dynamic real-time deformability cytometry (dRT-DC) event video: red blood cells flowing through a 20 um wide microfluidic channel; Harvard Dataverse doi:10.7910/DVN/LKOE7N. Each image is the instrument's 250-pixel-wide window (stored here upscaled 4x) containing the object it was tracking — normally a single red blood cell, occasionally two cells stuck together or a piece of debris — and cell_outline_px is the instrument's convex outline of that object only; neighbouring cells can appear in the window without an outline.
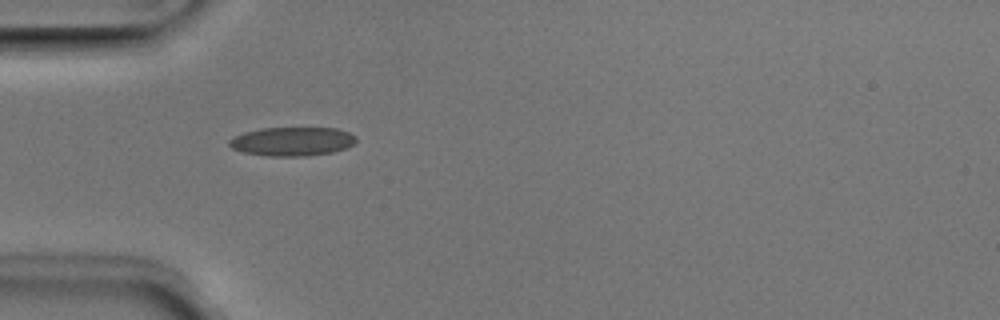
{"species": "Egyptian fruit bat (a non-hibernating species)", "species_latin": "Rousettus aegyptiacus", "temperature_condition": "room temperature", "stored_images_in_passage": 36, "camera_frame_rate_fps": 3000, "um_per_image_px": 0.085, "animal": {"sex": "male"}, "frame": {"image": 1, "passage_image": 1, "time_ms": 0.0, "image_size_px": [1000, 320], "cell_outline_px": [[356, 140], [352, 144], [344, 148], [332, 152], [304, 156], [268, 156], [244, 152], [232, 148], [228, 144], [228, 140], [244, 132], [260, 128], [336, 128], [348, 132], [356, 136]], "centroid_in_image_um": [24.82, 12.02], "position_along_channel_um": 60.2, "area_um2": 21.15}}
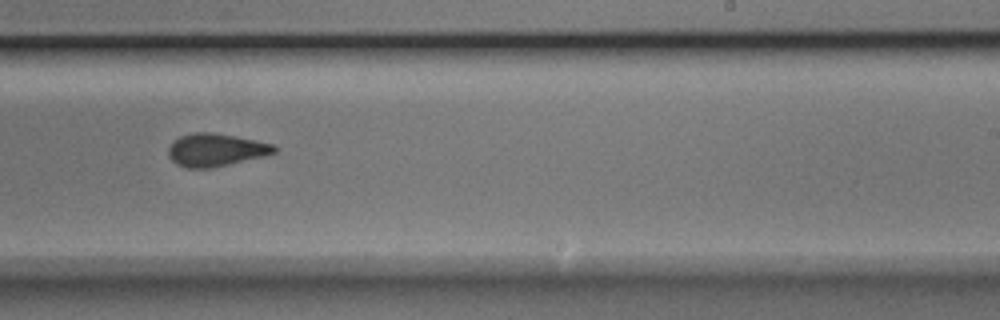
{"frame": {"image": 2, "passage_image": 17, "time_ms": 5.333, "image_size_px": [1000, 320], "cell_outline_px": [[276, 152], [264, 156], [212, 168], [188, 168], [176, 164], [168, 156], [168, 148], [172, 140], [180, 136], [196, 132], [212, 132], [236, 136], [276, 144]], "centroid_in_image_um": [18.33, 12.74], "position_along_channel_um": 270.7, "area_um2": 20.4}}
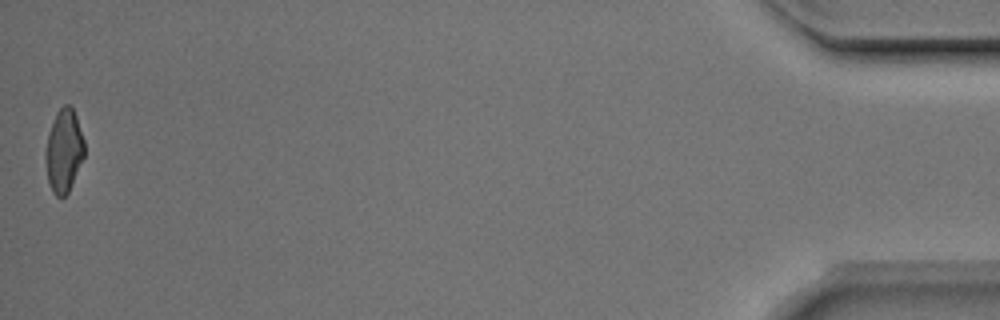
{"frame": {"image": 3, "passage_image": 36, "time_ms": 11.667, "image_size_px": [1000, 320], "cell_outline_px": [[84, 156], [68, 192], [64, 196], [56, 196], [52, 192], [48, 180], [44, 156], [44, 152], [48, 132], [56, 112], [64, 104], [68, 104], [72, 108], [76, 116], [84, 140]], "centroid_in_image_um": [5.4, 12.79], "position_along_channel_um": 429.8, "area_um2": 18.79}, "authors_computed_cell_mechanics": {"area_um2": 20.2011, "velocity_mm_per_s": 4.0005, "shape_relaxation_time_tau1_ms": 6.2902, "shape_relaxation_time_tau2_ms": 2.1697, "deformation_change_tau1": 0.1568, "deformation_change_tau2": 0.0778}}